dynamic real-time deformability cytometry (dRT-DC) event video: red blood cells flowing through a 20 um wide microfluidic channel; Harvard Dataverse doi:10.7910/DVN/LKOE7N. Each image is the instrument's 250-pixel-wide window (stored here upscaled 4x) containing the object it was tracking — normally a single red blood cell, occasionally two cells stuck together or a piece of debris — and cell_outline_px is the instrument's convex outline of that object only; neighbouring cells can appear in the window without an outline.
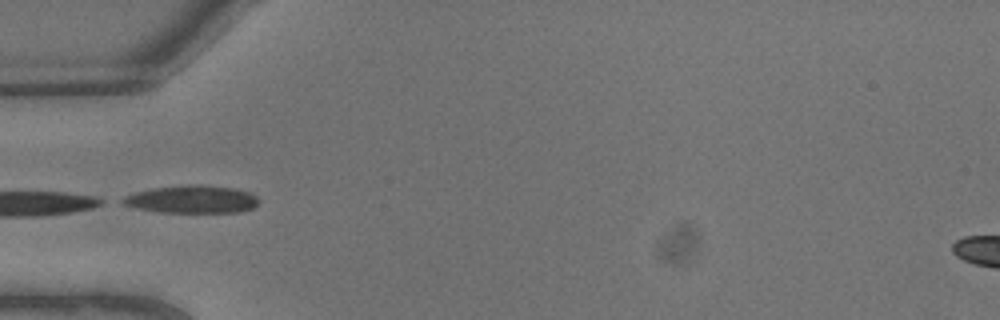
{"species": "common noctule bat (a hibernating species)", "species_latin": "Nyctalus noctula", "temperature_condition": "warm", "stored_images_in_passage": 21, "camera_frame_rate_fps": 3000, "um_per_image_px": 0.085, "animal": {"sex": "male", "body_mass_g": 13.3}, "frame": {"image": 1, "passage_image": 7, "time_ms": 2.0, "image_size_px": [1000, 320], "cell_outline_px": [[260, 200], [252, 208], [240, 212], [160, 212], [136, 208], [120, 204], [116, 200], [124, 196], [136, 192], [152, 188], [192, 184], [200, 184], [232, 188], [248, 192], [256, 196]], "centroid_in_image_um": [16.24, 16.94], "position_along_channel_um": 68.8, "area_um2": 22.08}}
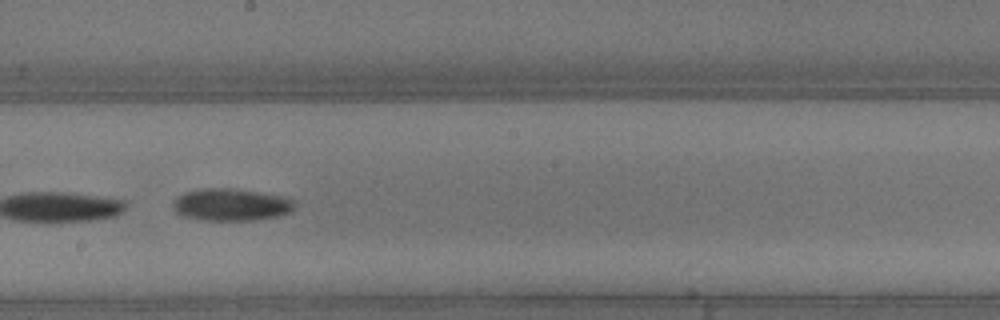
{"frame": {"image": 2, "passage_image": 12, "time_ms": 3.667, "image_size_px": [1000, 320], "cell_outline_px": [[296, 204], [288, 212], [280, 216], [256, 220], [200, 220], [184, 216], [176, 212], [172, 208], [172, 200], [188, 192], [208, 188], [228, 188], [256, 192], [280, 196], [292, 200]], "centroid_in_image_um": [19.61, 17.42], "position_along_channel_um": 228.6, "area_um2": 22.48}}